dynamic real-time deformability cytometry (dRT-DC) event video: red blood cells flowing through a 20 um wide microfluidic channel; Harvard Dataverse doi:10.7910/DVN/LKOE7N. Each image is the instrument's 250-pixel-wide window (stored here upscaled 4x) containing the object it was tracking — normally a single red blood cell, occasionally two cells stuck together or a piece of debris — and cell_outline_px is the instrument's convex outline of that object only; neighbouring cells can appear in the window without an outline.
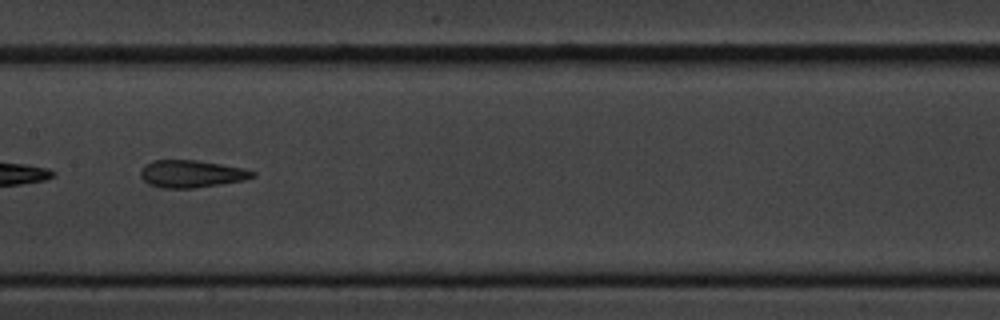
{"species": "common noctule bat (a hibernating species)", "species_latin": "Nyctalus noctula", "temperature_condition": "cold", "stored_images_in_passage": 11, "camera_frame_rate_fps": 3000, "um_per_image_px": 0.085, "animal": {"sex": "male", "body_mass_g": 20.1, "forearm_length_mm": 53.5}, "frame": {"image": 1, "passage_image": 8, "time_ms": 9.333, "image_size_px": [1000, 320], "cell_outline_px": [[256, 176], [244, 180], [196, 188], [160, 188], [148, 184], [140, 176], [140, 172], [152, 160], [196, 160], [244, 168], [256, 172]], "centroid_in_image_um": [16.29, 14.78], "position_along_channel_um": 191.1, "area_um2": 17.8}}
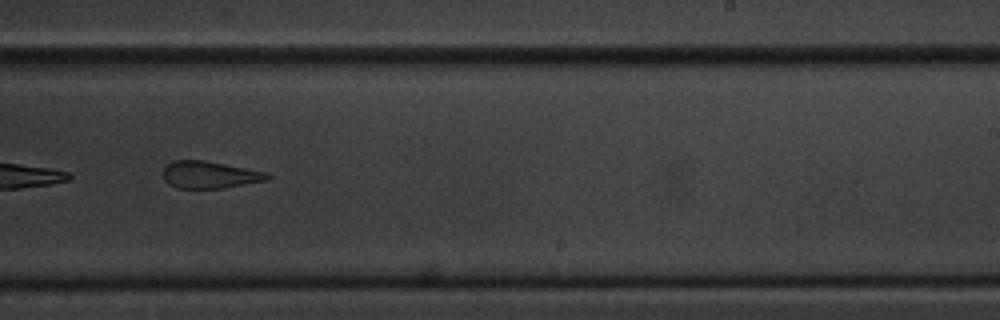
{"frame": {"image": 2, "passage_image": 10, "time_ms": 11.667, "image_size_px": [1000, 320], "cell_outline_px": [[272, 176], [268, 180], [224, 188], [176, 188], [168, 184], [164, 180], [164, 164], [172, 160], [204, 160], [268, 172]], "centroid_in_image_um": [17.82, 14.85], "position_along_channel_um": 271.2, "area_um2": 16.7}}